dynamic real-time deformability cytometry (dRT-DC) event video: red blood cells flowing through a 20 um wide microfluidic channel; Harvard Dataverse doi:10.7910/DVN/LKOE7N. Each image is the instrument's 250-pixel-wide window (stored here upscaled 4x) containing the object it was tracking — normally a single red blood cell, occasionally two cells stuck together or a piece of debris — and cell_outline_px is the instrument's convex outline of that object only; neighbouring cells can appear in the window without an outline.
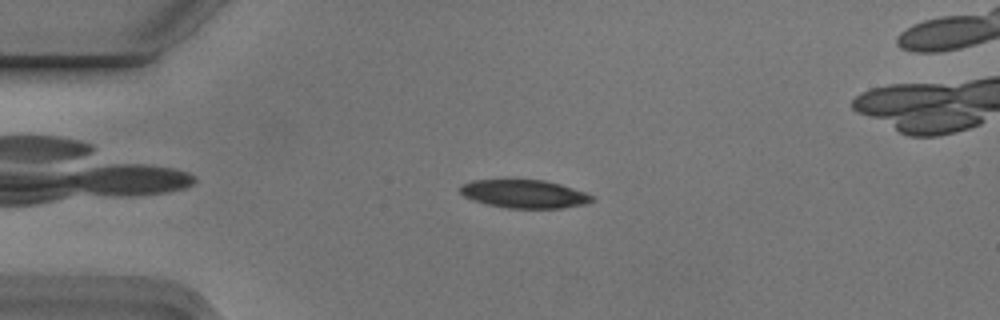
{"species": "Egyptian fruit bat (a non-hibernating species)", "species_latin": "Rousettus aegyptiacus", "temperature_condition": "cold", "stored_images_in_passage": 4, "camera_frame_rate_fps": 3000, "um_per_image_px": 0.085, "animal": {"sex": "male"}, "frame": {"image": 1, "passage_image": 3, "time_ms": 0.667, "image_size_px": [1000, 320], "cell_outline_px": [[596, 200], [584, 204], [564, 208], [508, 208], [484, 204], [472, 200], [464, 196], [460, 192], [460, 184], [472, 180], [544, 180], [560, 184], [584, 192], [592, 196]], "centroid_in_image_um": [44.53, 16.49], "position_along_channel_um": 40.5, "area_um2": 21.73}}